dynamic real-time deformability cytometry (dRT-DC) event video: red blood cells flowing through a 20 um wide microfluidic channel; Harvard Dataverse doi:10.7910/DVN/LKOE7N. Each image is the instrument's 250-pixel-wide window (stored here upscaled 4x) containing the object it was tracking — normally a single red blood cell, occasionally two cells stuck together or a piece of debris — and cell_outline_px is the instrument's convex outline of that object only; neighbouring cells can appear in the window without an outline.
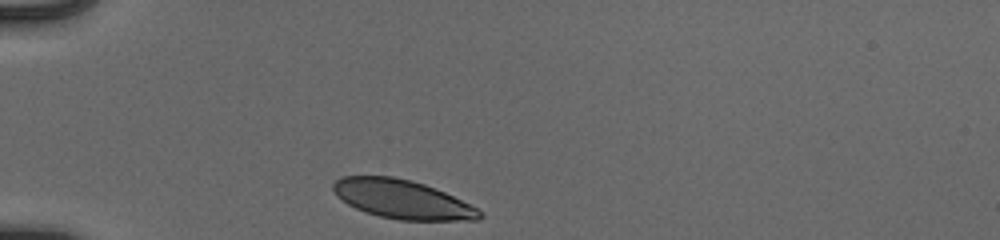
{"species": "human", "species_latin": "Homo sapiens", "temperature_condition": "cold", "stored_images_in_passage": 31, "camera_frame_rate_fps": 3000, "um_per_image_px": 0.085, "donor": {"sex": "male"}, "frame": {"image": 1, "passage_image": 1, "time_ms": 0.0, "image_size_px": [1000, 240], "cell_outline_px": [[484, 216], [476, 220], [400, 220], [380, 216], [356, 208], [348, 204], [332, 188], [332, 184], [340, 176], [392, 176], [412, 180], [436, 188], [484, 212]], "centroid_in_image_um": [34.21, 16.93], "position_along_channel_um": 50.8, "area_um2": 32.71}}
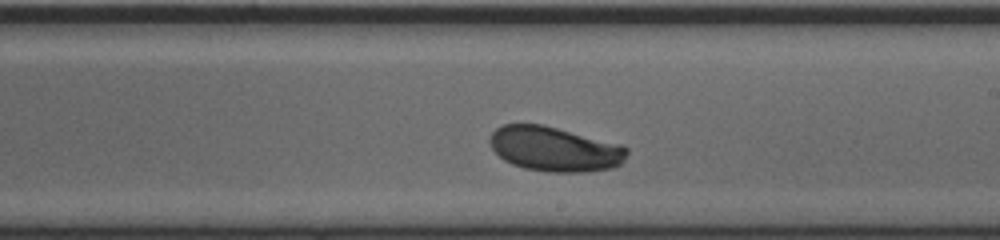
{"frame": {"image": 2, "passage_image": 18, "time_ms": 5.667, "image_size_px": [1000, 240], "cell_outline_px": [[628, 152], [624, 160], [620, 164], [612, 168], [588, 172], [548, 172], [524, 168], [512, 164], [504, 160], [492, 148], [488, 140], [492, 132], [496, 128], [504, 124], [540, 124], [620, 144], [628, 148]], "centroid_in_image_um": [47.13, 12.68], "position_along_channel_um": 241.9, "area_um2": 35.6}}
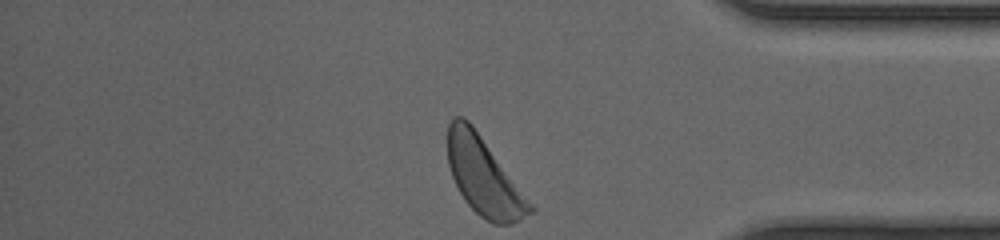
{"frame": {"image": 3, "passage_image": 31, "time_ms": 10.0, "image_size_px": [1000, 240], "cell_outline_px": [[536, 208], [532, 212], [520, 220], [512, 224], [492, 224], [480, 216], [464, 200], [452, 176], [448, 164], [448, 124], [452, 116], [464, 116], [472, 124]], "centroid_in_image_um": [41.13, 15.0], "position_along_channel_um": 394.1, "area_um2": 37.11}, "authors_computed_cell_mechanics": {"area_um2": 35.4892, "velocity_mm_per_s": 3.8758, "shape_relaxation_time_tau1_ms": 2.5423, "shape_relaxation_time_tau2_ms": null, "deformation_change_tau1": 0.1339, "deformation_change_tau2": null}}